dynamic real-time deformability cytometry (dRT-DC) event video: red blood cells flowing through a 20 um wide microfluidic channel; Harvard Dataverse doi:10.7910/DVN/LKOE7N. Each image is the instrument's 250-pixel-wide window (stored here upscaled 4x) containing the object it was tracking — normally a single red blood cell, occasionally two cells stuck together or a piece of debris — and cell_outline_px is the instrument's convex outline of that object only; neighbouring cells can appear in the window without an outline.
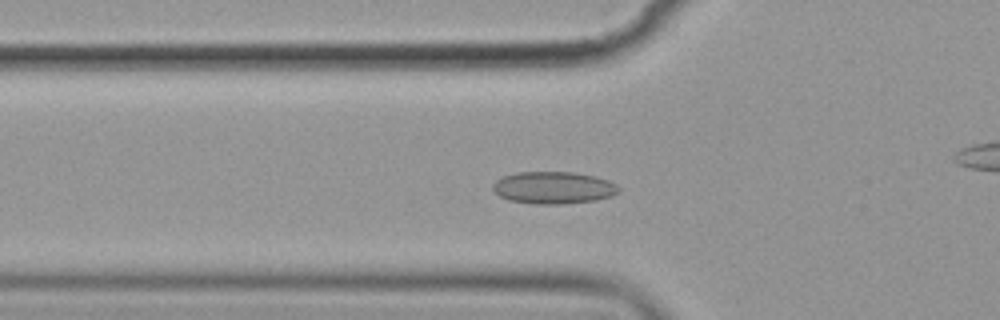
{"species": "common noctule bat (a hibernating species)", "species_latin": "Nyctalus noctula", "temperature_condition": "cold", "stored_images_in_passage": 44, "camera_frame_rate_fps": 3000, "um_per_image_px": 0.085, "animal": {"sex": "female", "body_mass_g": 19.9}, "frame": {"image": 1, "passage_image": 6, "time_ms": 1.667, "image_size_px": [1000, 320], "cell_outline_px": [[620, 192], [612, 196], [596, 200], [560, 204], [536, 204], [508, 200], [500, 196], [492, 188], [492, 184], [496, 180], [504, 176], [516, 172], [572, 172], [596, 176], [608, 180], [616, 184], [620, 188]], "centroid_in_image_um": [47.06, 15.95], "position_along_channel_um": 78.7, "area_um2": 23.7}}
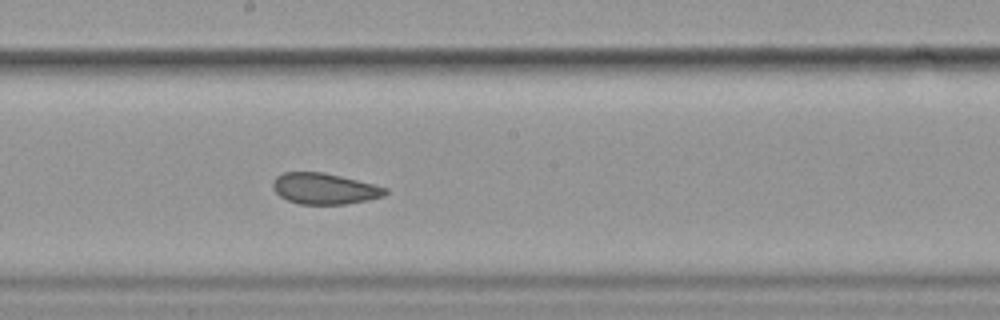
{"frame": {"image": 2, "passage_image": 18, "time_ms": 5.667, "image_size_px": [1000, 320], "cell_outline_px": [[388, 192], [384, 196], [368, 200], [344, 204], [300, 204], [288, 200], [280, 196], [272, 188], [272, 180], [276, 176], [284, 172], [324, 172], [388, 188]], "centroid_in_image_um": [27.55, 16.03], "position_along_channel_um": 220.6, "area_um2": 20.29}}
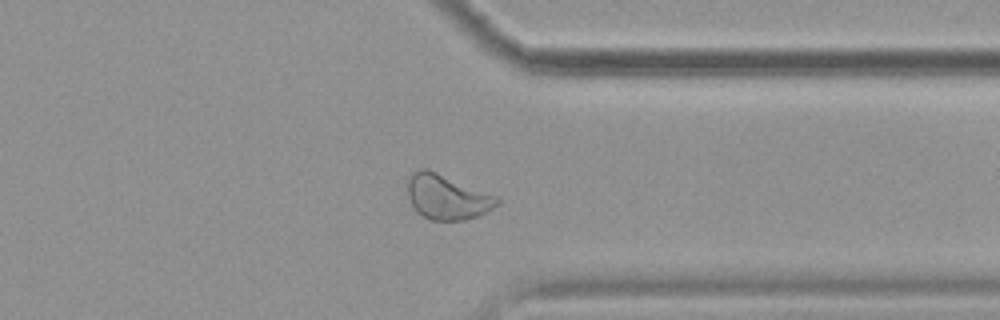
{"frame": {"image": 3, "passage_image": 31, "time_ms": 10.0, "image_size_px": [1000, 320], "cell_outline_px": [[500, 200], [492, 208], [480, 216], [464, 220], [432, 220], [424, 216], [412, 204], [408, 196], [408, 180], [412, 172], [420, 168], [428, 168], [496, 196]], "centroid_in_image_um": [37.99, 16.73], "position_along_channel_um": 373.4, "area_um2": 23.06}}